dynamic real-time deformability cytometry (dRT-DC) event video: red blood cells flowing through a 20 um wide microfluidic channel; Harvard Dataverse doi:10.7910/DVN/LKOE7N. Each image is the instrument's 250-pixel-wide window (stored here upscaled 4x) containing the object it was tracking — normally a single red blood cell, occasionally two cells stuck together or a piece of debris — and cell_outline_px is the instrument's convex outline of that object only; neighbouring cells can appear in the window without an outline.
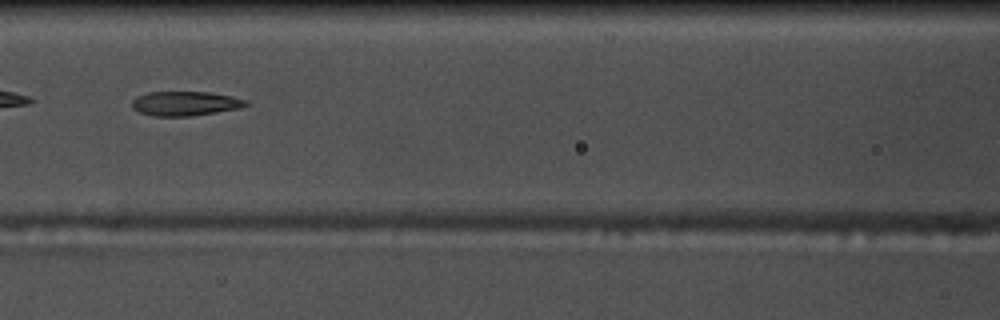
{"species": "common noctule bat (a hibernating species)", "species_latin": "Nyctalus noctula", "temperature_condition": "warm", "stored_images_in_passage": 53, "camera_frame_rate_fps": 3000, "um_per_image_px": 0.085, "animal": {"sex": "male", "body_mass_g": 17.5, "forearm_length_mm": 52.3}, "frame": {"image": 1, "passage_image": 23, "time_ms": 7.333, "image_size_px": [1000, 320], "cell_outline_px": [[248, 104], [240, 108], [216, 112], [188, 116], [152, 116], [140, 112], [132, 108], [132, 100], [136, 96], [148, 92], [208, 92], [232, 96], [248, 100]], "centroid_in_image_um": [15.73, 8.79], "position_along_channel_um": 150.9, "area_um2": 16.18}}
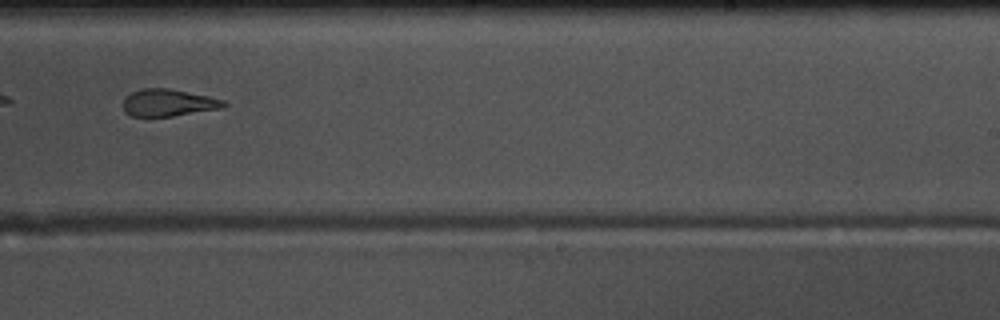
{"frame": {"image": 2, "passage_image": 33, "time_ms": 10.667, "image_size_px": [1000, 320], "cell_outline_px": [[228, 104], [224, 108], [172, 116], [132, 116], [124, 112], [124, 100], [132, 92], [144, 88], [168, 88], [208, 96], [224, 100]], "centroid_in_image_um": [14.35, 8.73], "position_along_channel_um": 274.7, "area_um2": 15.78}}
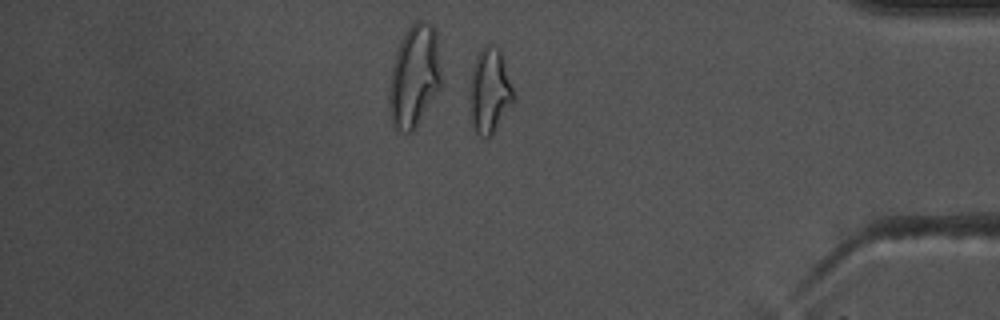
{"frame": {"image": 3, "passage_image": 45, "time_ms": 14.667, "image_size_px": [1000, 320], "cell_outline_px": [[516, 100], [492, 136], [480, 136], [476, 132], [472, 124], [472, 68], [476, 56], [480, 48], [484, 44], [492, 44], [500, 48], [504, 52]], "centroid_in_image_um": [41.71, 7.65], "position_along_channel_um": 393.5, "area_um2": 21.96}, "authors_computed_cell_mechanics": {"area_um2": 19.4786, "velocity_mm_per_s": 3.7289, "shape_relaxation_time_tau1_ms": null, "shape_relaxation_time_tau2_ms": 2.461, "deformation_change_tau1": null, "deformation_change_tau2": 0.1078}}